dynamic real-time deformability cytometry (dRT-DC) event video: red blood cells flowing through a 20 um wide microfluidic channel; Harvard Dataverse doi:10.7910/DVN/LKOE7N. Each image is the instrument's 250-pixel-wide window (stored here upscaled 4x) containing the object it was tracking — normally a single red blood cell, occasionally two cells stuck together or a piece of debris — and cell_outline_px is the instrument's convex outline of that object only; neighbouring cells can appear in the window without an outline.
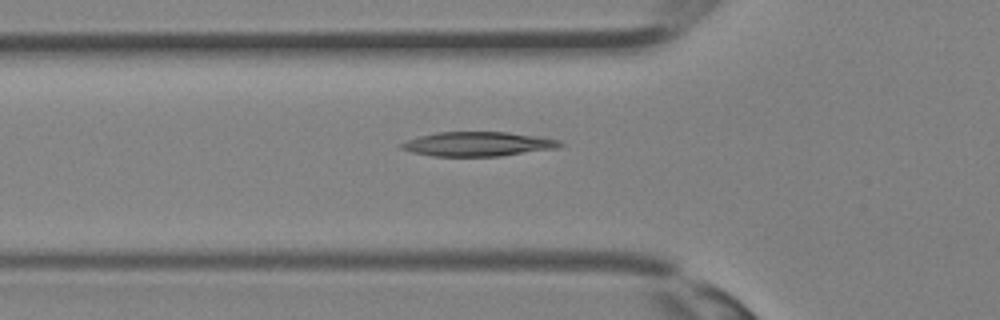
{"species": "Egyptian fruit bat (a non-hibernating species)", "species_latin": "Rousettus aegyptiacus", "temperature_condition": "room temperature", "stored_images_in_passage": 31, "camera_frame_rate_fps": 3000, "um_per_image_px": 0.085, "animal": {"sex": "female"}, "frame": {"image": 1, "passage_image": 12, "time_ms": 3.667, "image_size_px": [1000, 320], "cell_outline_px": [[564, 144], [556, 148], [500, 156], [432, 156], [412, 152], [400, 148], [400, 144], [408, 140], [420, 136], [440, 132], [508, 132], [540, 136], [560, 140]], "centroid_in_image_um": [40.65, 12.24], "position_along_channel_um": 85.2, "area_um2": 22.43}}
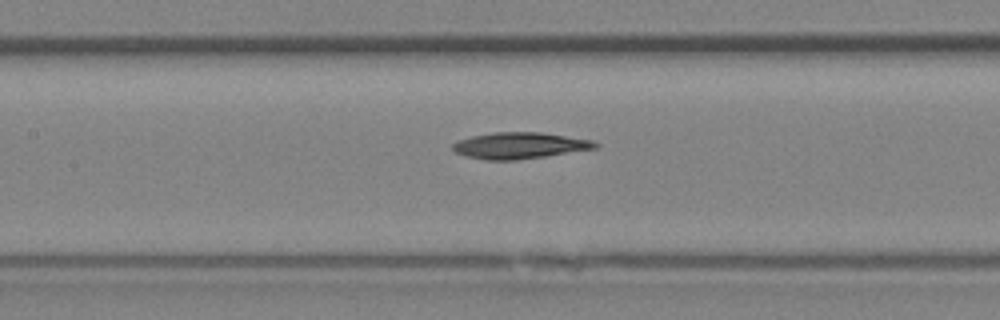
{"frame": {"image": 2, "passage_image": 16, "time_ms": 5.0, "image_size_px": [1000, 320], "cell_outline_px": [[600, 144], [596, 148], [544, 156], [516, 160], [488, 160], [464, 156], [456, 152], [452, 148], [452, 144], [460, 140], [472, 136], [492, 132], [540, 132], [592, 140]], "centroid_in_image_um": [44.15, 12.37], "position_along_channel_um": 163.3, "area_um2": 21.68}}
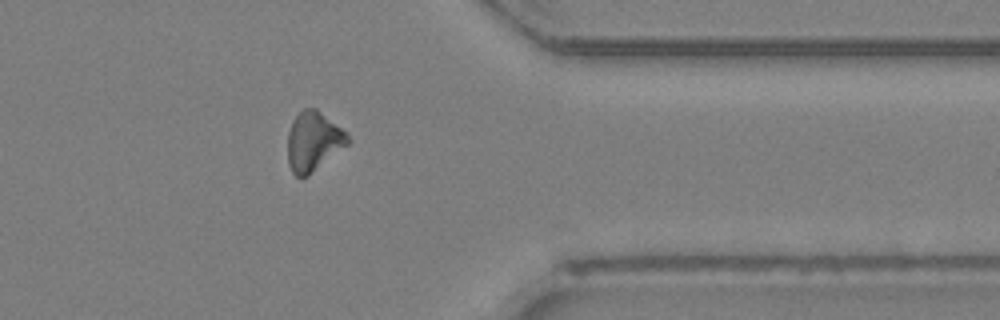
{"frame": {"image": 3, "passage_image": 28, "time_ms": 9.0, "image_size_px": [1000, 320], "cell_outline_px": [[352, 140], [348, 144], [308, 176], [300, 180], [292, 172], [288, 164], [288, 132], [292, 120], [304, 108], [316, 108], [348, 132]], "centroid_in_image_um": [26.65, 12.03], "position_along_channel_um": 384.7, "area_um2": 21.1}}